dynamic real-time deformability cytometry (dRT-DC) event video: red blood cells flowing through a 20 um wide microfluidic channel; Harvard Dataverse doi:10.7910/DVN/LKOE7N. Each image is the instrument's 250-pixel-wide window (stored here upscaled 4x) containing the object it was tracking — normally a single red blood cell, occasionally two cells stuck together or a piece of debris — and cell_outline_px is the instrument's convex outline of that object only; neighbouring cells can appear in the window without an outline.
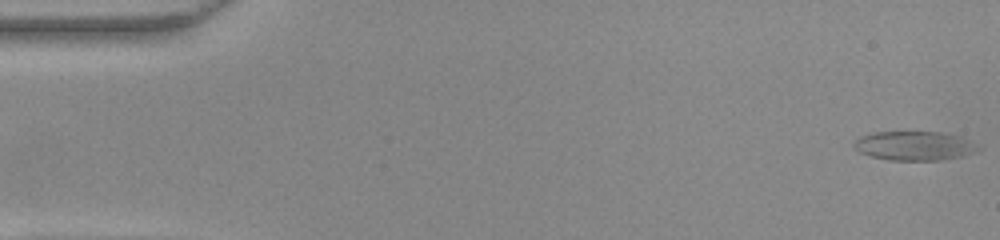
{"species": "common noctule bat (a hibernating species)", "species_latin": "Nyctalus noctula", "temperature_condition": "warm", "stored_images_in_passage": 53, "camera_frame_rate_fps": 3000, "um_per_image_px": 0.085, "animal": {"sex": "female", "body_mass_g": 22.0, "forearm_length_mm": 56.7}, "frame": {"image": 1, "passage_image": 1, "time_ms": 0.0, "image_size_px": [1000, 240], "cell_outline_px": [[984, 148], [964, 156], [940, 160], [888, 160], [872, 156], [860, 152], [852, 144], [860, 136], [872, 132], [940, 132], [960, 136], [980, 144]], "centroid_in_image_um": [77.79, 12.39], "position_along_channel_um": 7.2, "area_um2": 21.27}}
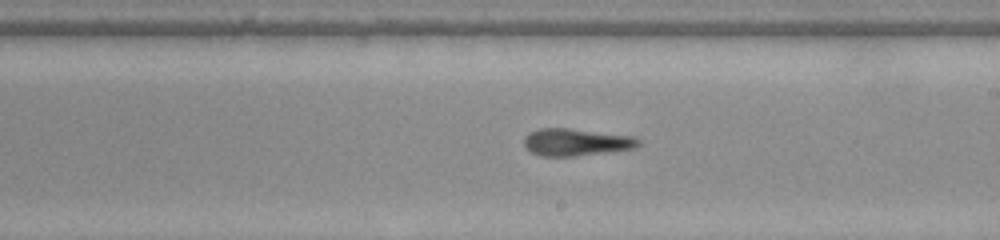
{"frame": {"image": 2, "passage_image": 30, "time_ms": 9.667, "image_size_px": [1000, 240], "cell_outline_px": [[640, 144], [636, 148], [608, 152], [576, 156], [540, 156], [524, 148], [524, 136], [528, 132], [540, 128], [568, 128], [632, 136], [640, 140]], "centroid_in_image_um": [48.93, 12.09], "position_along_channel_um": 240.1, "area_um2": 18.26}}
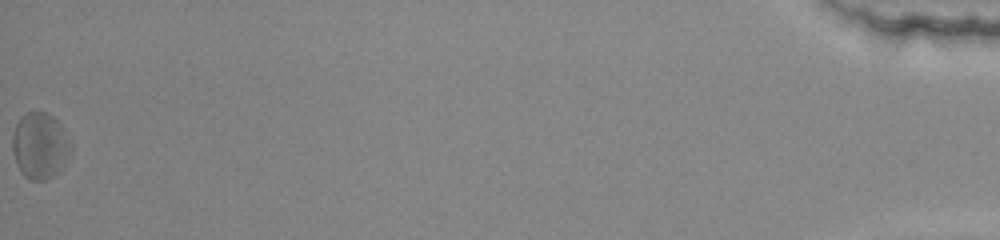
{"frame": {"image": 3, "passage_image": 53, "time_ms": 17.333, "image_size_px": [1000, 240], "cell_outline_px": [[72, 152], [64, 168], [60, 172], [44, 180], [32, 180], [24, 176], [20, 172], [16, 164], [12, 152], [12, 136], [16, 124], [20, 116], [28, 112], [44, 112], [52, 116], [60, 124], [72, 144]], "centroid_in_image_um": [3.41, 12.41], "position_along_channel_um": 431.8, "area_um2": 22.95}, "authors_computed_cell_mechanics": {"area_um2": 19.4208, "velocity_mm_per_s": 3.8609, "shape_relaxation_time_tau1_ms": 2.5231, "shape_relaxation_time_tau2_ms": 3.7563, "deformation_change_tau1": 0.1376, "deformation_change_tau2": 0.1406}}